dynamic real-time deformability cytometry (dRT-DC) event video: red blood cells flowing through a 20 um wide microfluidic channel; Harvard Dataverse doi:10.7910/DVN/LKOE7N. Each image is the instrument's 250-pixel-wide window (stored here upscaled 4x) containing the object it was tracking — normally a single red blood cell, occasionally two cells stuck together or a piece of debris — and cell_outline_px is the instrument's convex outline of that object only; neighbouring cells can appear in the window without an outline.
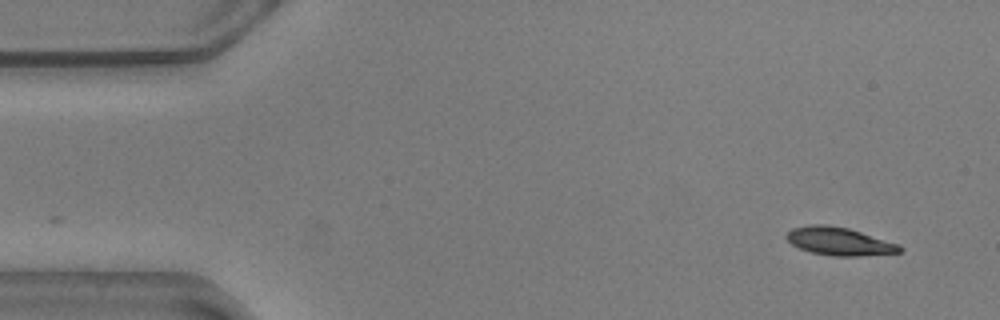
{"species": "common noctule bat (a hibernating species)", "species_latin": "Nyctalus noctula", "temperature_condition": "warm", "stored_images_in_passage": 53, "camera_frame_rate_fps": 3000, "um_per_image_px": 0.085, "animal": {"sex": "male", "body_mass_g": 20.5, "forearm_length_mm": 52.5}, "frame": {"image": 1, "passage_image": 1, "time_ms": 0.0, "image_size_px": [1000, 320], "cell_outline_px": [[904, 248], [900, 252], [860, 256], [832, 256], [812, 252], [800, 248], [792, 244], [784, 236], [792, 228], [808, 224], [828, 224], [848, 228], [900, 244]], "centroid_in_image_um": [71.34, 20.5], "position_along_channel_um": 13.7, "area_um2": 18.55}}
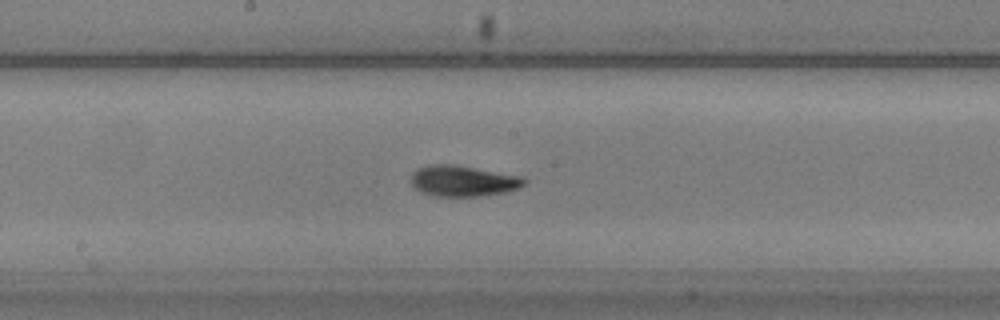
{"frame": {"image": 2, "passage_image": 26, "time_ms": 8.333, "image_size_px": [1000, 320], "cell_outline_px": [[528, 180], [524, 184], [516, 188], [504, 192], [476, 196], [436, 196], [420, 192], [412, 184], [412, 172], [416, 168], [428, 164], [452, 164], [524, 176]], "centroid_in_image_um": [39.34, 15.36], "position_along_channel_um": 208.9, "area_um2": 20.35}}
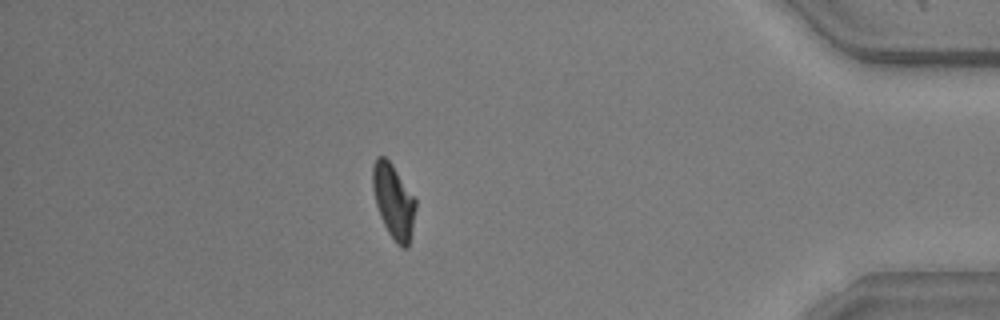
{"frame": {"image": 3, "passage_image": 46, "time_ms": 15.0, "image_size_px": [1000, 320], "cell_outline_px": [[416, 208], [408, 248], [404, 248], [396, 244], [388, 232], [380, 216], [376, 204], [372, 188], [372, 164], [376, 156], [384, 156], [392, 164], [416, 200]], "centroid_in_image_um": [33.43, 17.09], "position_along_channel_um": 401.8, "area_um2": 18.55}, "authors_computed_cell_mechanics": {"area_um2": 19.3052, "velocity_mm_per_s": 3.576, "shape_relaxation_time_tau1_ms": 3.3423, "shape_relaxation_time_tau2_ms": 2.3272, "deformation_change_tau1": 0.1321, "deformation_change_tau2": 0.0777}}